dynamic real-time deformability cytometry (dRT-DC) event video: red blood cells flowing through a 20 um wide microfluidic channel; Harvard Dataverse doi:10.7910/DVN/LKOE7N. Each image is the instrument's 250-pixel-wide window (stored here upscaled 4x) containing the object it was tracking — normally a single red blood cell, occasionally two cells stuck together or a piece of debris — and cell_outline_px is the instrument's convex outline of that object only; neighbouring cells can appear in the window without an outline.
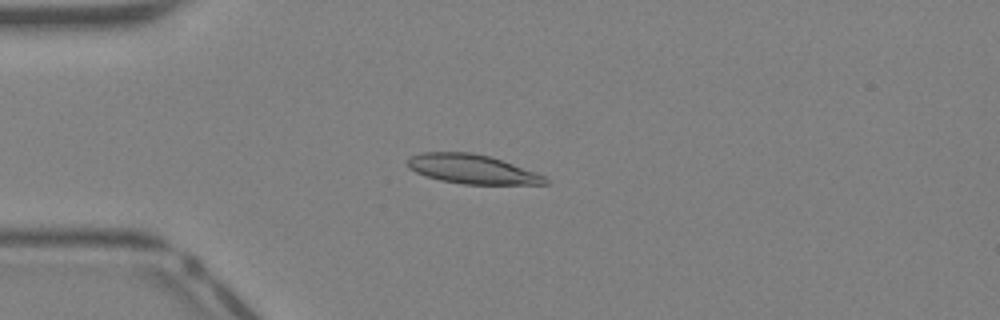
{"species": "Egyptian fruit bat (a non-hibernating species)", "species_latin": "Rousettus aegyptiacus", "temperature_condition": "warm", "stored_images_in_passage": 36, "camera_frame_rate_fps": 3000, "um_per_image_px": 0.085, "animal": {"sex": "female"}, "frame": {"image": 1, "passage_image": 6, "time_ms": 1.667, "image_size_px": [1000, 320], "cell_outline_px": [[548, 184], [464, 184], [440, 180], [416, 172], [408, 168], [408, 156], [420, 152], [472, 152], [488, 156], [512, 164], [544, 176], [548, 180]], "centroid_in_image_um": [40.07, 14.37], "position_along_channel_um": 44.9, "area_um2": 23.12}}
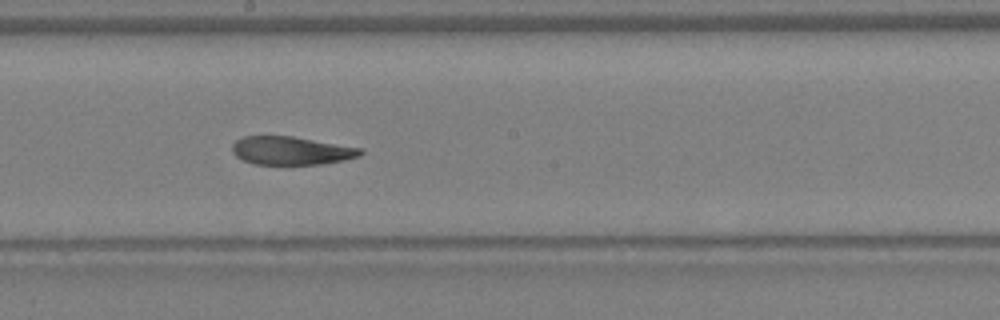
{"frame": {"image": 2, "passage_image": 18, "time_ms": 5.667, "image_size_px": [1000, 320], "cell_outline_px": [[364, 152], [360, 156], [344, 160], [320, 164], [256, 164], [244, 160], [236, 156], [232, 152], [232, 144], [236, 140], [244, 136], [292, 136], [364, 148]], "centroid_in_image_um": [24.79, 12.8], "position_along_channel_um": 223.4, "area_um2": 21.15}}
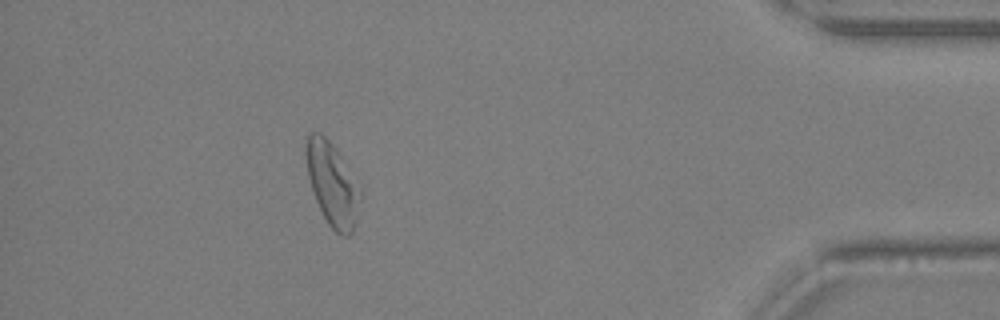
{"frame": {"image": 3, "passage_image": 32, "time_ms": 10.333, "image_size_px": [1000, 320], "cell_outline_px": [[364, 188], [352, 232], [348, 236], [340, 236], [328, 224], [316, 200], [308, 176], [304, 152], [304, 136], [308, 132], [320, 132], [336, 148]], "centroid_in_image_um": [28.26, 15.58], "position_along_channel_um": 406.9, "area_um2": 27.05}}